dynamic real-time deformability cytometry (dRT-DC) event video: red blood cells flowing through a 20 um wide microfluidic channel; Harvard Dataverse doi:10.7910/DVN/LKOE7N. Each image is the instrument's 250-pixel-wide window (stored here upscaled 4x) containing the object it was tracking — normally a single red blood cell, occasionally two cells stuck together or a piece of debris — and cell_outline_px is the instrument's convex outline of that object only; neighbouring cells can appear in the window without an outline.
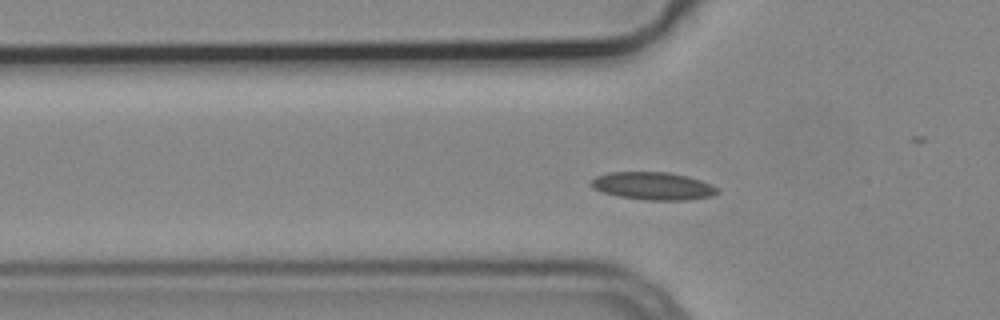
{"species": "common noctule bat (a hibernating species)", "species_latin": "Nyctalus noctula", "temperature_condition": "cold", "stored_images_in_passage": 53, "camera_frame_rate_fps": 3000, "um_per_image_px": 0.085, "animal": {"sex": "male", "body_mass_g": 19.2, "forearm_length_mm": 51.8}, "frame": {"image": 1, "passage_image": 15, "time_ms": 4.667, "image_size_px": [1000, 320], "cell_outline_px": [[720, 192], [712, 196], [688, 200], [648, 200], [620, 196], [604, 192], [592, 188], [588, 184], [596, 176], [608, 172], [668, 172], [688, 176], [700, 180], [716, 188]], "centroid_in_image_um": [55.49, 15.8], "position_along_channel_um": 70.3, "area_um2": 20.29}}
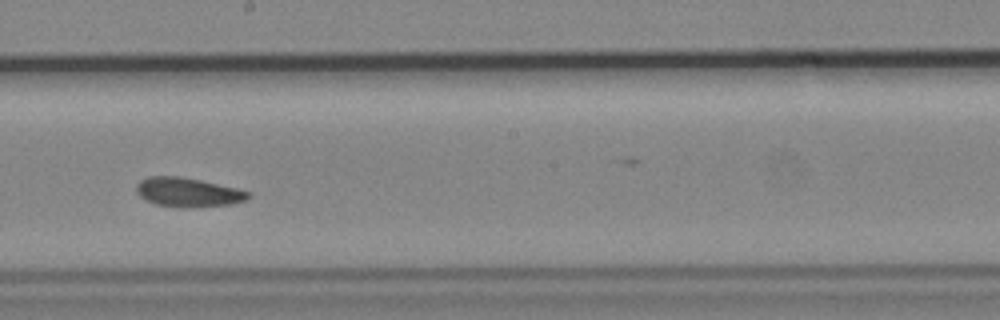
{"frame": {"image": 2, "passage_image": 28, "time_ms": 9.0, "image_size_px": [1000, 320], "cell_outline_px": [[252, 196], [244, 200], [228, 204], [156, 204], [144, 200], [136, 192], [136, 184], [140, 180], [148, 176], [180, 176], [200, 180], [236, 188], [252, 192]], "centroid_in_image_um": [15.93, 16.27], "position_along_channel_um": 232.3, "area_um2": 17.98}}
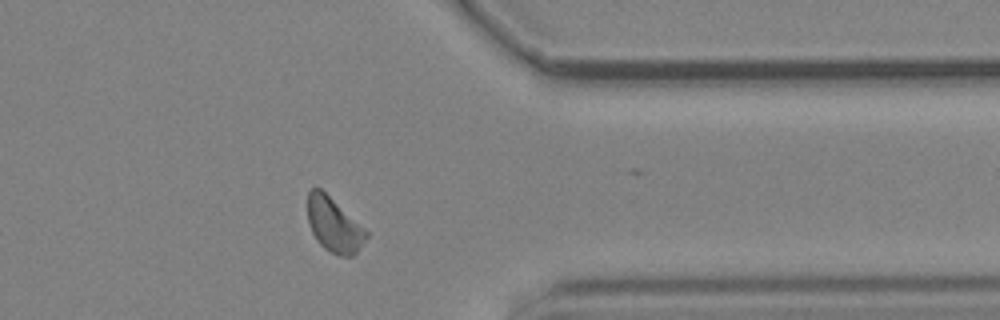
{"frame": {"image": 3, "passage_image": 41, "time_ms": 13.333, "image_size_px": [1000, 320], "cell_outline_px": [[368, 236], [356, 252], [352, 256], [340, 256], [324, 248], [316, 240], [312, 232], [308, 220], [308, 192], [312, 188], [320, 188], [364, 228], [368, 232]], "centroid_in_image_um": [28.37, 19.13], "position_along_channel_um": 383.0, "area_um2": 18.15}, "authors_computed_cell_mechanics": {"area_um2": 18.496, "velocity_mm_per_s": 3.7345, "shape_relaxation_time_tau1_ms": 8.4182, "shape_relaxation_time_tau2_ms": 4.8, "deformation_change_tau1": 0.1141, "deformation_change_tau2": 0.0865}}